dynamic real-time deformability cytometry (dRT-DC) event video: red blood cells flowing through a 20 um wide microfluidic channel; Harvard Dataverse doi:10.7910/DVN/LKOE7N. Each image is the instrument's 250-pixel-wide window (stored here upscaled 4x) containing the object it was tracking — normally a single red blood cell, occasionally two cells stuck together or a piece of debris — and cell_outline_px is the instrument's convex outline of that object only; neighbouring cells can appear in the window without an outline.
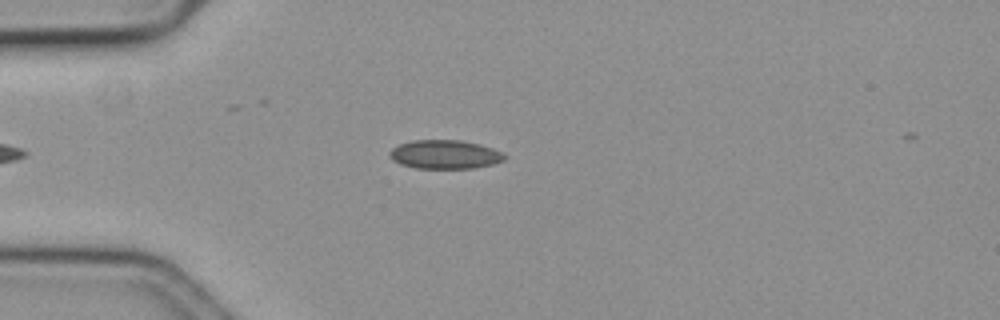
{"species": "common noctule bat (a hibernating species)", "species_latin": "Nyctalus noctula", "temperature_condition": "cold", "stored_images_in_passage": 41, "camera_frame_rate_fps": 3000, "um_per_image_px": 0.085, "animal": {"sex": "female", "body_mass_g": 19.3, "forearm_length_mm": 54.1}, "frame": {"image": 1, "passage_image": 3, "time_ms": 0.667, "image_size_px": [1000, 320], "cell_outline_px": [[504, 160], [492, 164], [472, 168], [416, 168], [400, 164], [392, 160], [388, 156], [388, 152], [392, 148], [400, 144], [412, 140], [460, 140], [480, 144], [492, 148], [500, 152], [504, 156]], "centroid_in_image_um": [37.75, 13.12], "position_along_channel_um": 47.2, "area_um2": 19.19}}
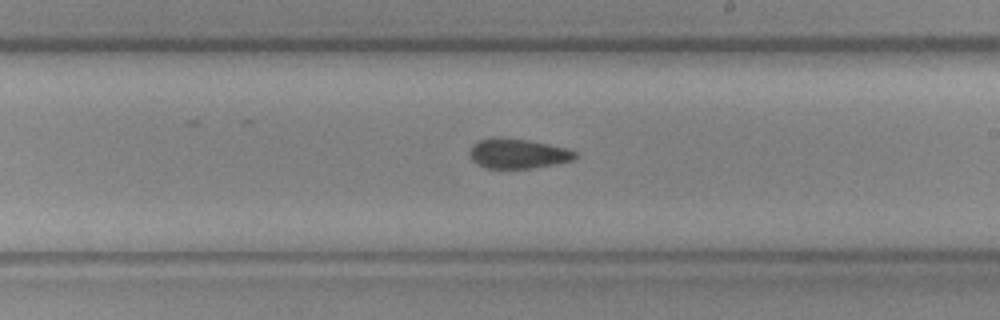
{"frame": {"image": 2, "passage_image": 21, "time_ms": 6.667, "image_size_px": [1000, 320], "cell_outline_px": [[576, 156], [572, 160], [532, 168], [488, 168], [476, 164], [472, 160], [472, 144], [480, 140], [492, 136], [496, 136], [524, 140], [564, 148], [576, 152]], "centroid_in_image_um": [43.96, 13.05], "position_along_channel_um": 245.0, "area_um2": 17.8}}
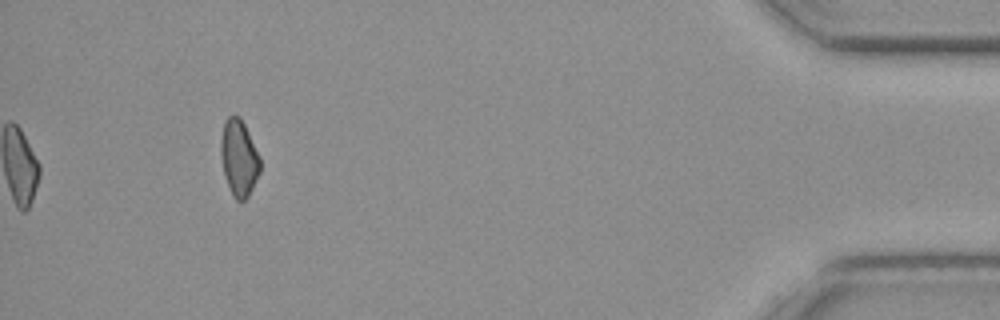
{"frame": {"image": 3, "passage_image": 41, "time_ms": 13.333, "image_size_px": [1000, 320], "cell_outline_px": [[260, 172], [248, 196], [244, 200], [236, 200], [232, 196], [224, 172], [220, 156], [220, 140], [224, 120], [228, 116], [240, 116], [260, 156]], "centroid_in_image_um": [20.3, 13.4], "position_along_channel_um": 414.9, "area_um2": 17.46}, "authors_computed_cell_mechanics": {"area_um2": 18.6694, "velocity_mm_per_s": 3.587, "shape_relaxation_time_tau1_ms": null, "shape_relaxation_time_tau2_ms": 9.7393, "deformation_change_tau1": null, "deformation_change_tau2": 0.1276}}